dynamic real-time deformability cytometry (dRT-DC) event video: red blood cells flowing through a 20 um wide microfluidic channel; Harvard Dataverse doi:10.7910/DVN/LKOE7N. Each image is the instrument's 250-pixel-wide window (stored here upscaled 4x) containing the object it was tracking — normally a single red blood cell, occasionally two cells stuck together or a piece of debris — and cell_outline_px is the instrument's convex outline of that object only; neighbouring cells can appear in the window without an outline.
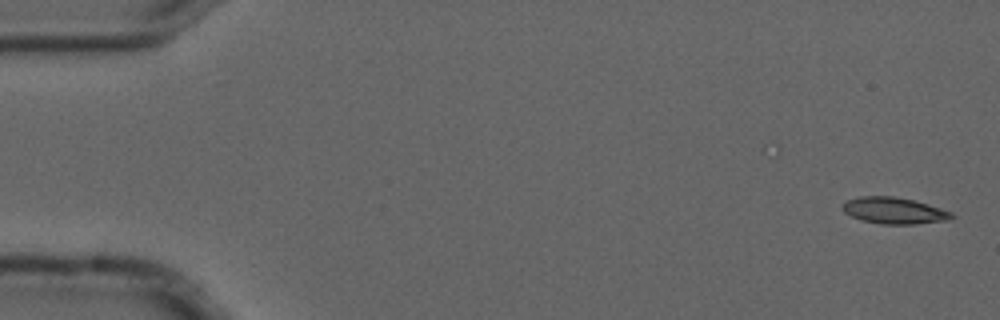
{"species": "common noctule bat (a hibernating species)", "species_latin": "Nyctalus noctula", "temperature_condition": "cold", "stored_images_in_passage": 2, "camera_frame_rate_fps": 3000, "um_per_image_px": 0.085, "animal": {"sex": "male", "forearm_length_mm": 52.5}, "frame": {"image": 1, "passage_image": 2, "time_ms": 0.333, "image_size_px": [1000, 320], "cell_outline_px": [[956, 216], [948, 220], [916, 224], [880, 224], [860, 220], [844, 212], [840, 208], [848, 200], [860, 196], [892, 196], [912, 200], [940, 208], [952, 212]], "centroid_in_image_um": [75.99, 17.91], "position_along_channel_um": 9.0, "area_um2": 16.76}}